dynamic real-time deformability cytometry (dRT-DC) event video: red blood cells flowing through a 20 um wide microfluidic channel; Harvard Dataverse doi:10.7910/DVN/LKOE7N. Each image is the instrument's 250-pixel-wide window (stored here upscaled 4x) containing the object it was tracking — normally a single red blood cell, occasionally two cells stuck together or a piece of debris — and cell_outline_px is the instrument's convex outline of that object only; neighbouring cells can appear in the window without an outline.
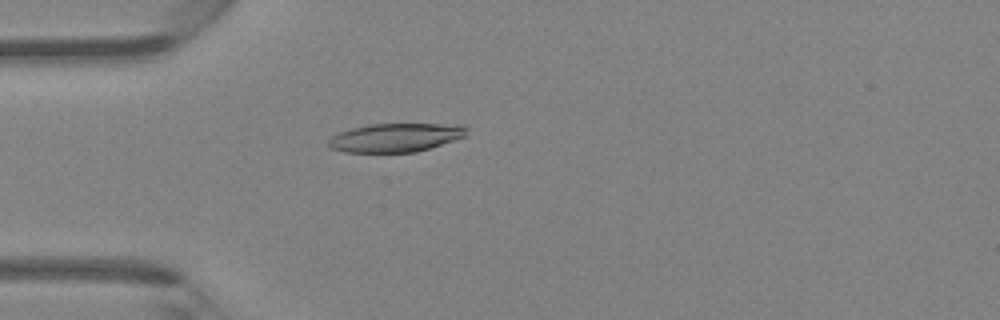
{"species": "Egyptian fruit bat (a non-hibernating species)", "species_latin": "Rousettus aegyptiacus", "temperature_condition": "room temperature", "stored_images_in_passage": 45, "camera_frame_rate_fps": 3000, "um_per_image_px": 0.085, "animal": {"sex": "female"}, "frame": {"image": 1, "passage_image": 13, "time_ms": 4.0, "image_size_px": [1000, 320], "cell_outline_px": [[468, 128], [464, 136], [416, 152], [344, 152], [328, 148], [328, 140], [332, 136], [340, 132], [352, 128], [372, 124], [464, 124]], "centroid_in_image_um": [33.59, 11.69], "position_along_channel_um": 51.4, "area_um2": 22.89}}
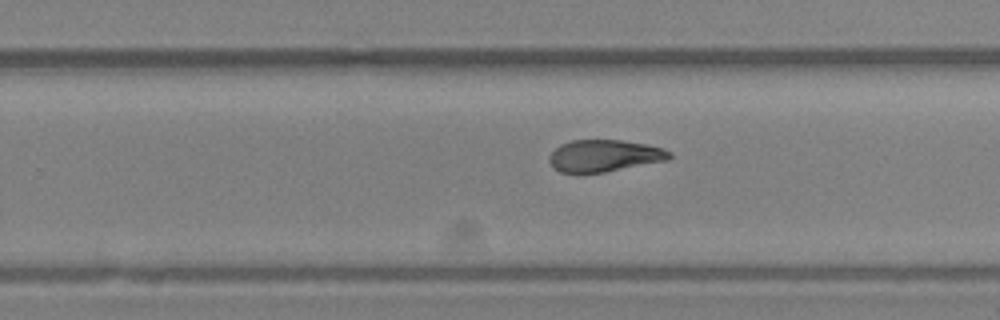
{"frame": {"image": 2, "passage_image": 29, "time_ms": 9.333, "image_size_px": [1000, 320], "cell_outline_px": [[672, 156], [668, 160], [604, 172], [576, 176], [560, 172], [552, 168], [548, 160], [548, 156], [560, 144], [572, 140], [620, 140], [648, 144], [664, 148], [672, 152]], "centroid_in_image_um": [51.32, 13.27], "position_along_channel_um": 278.5, "area_um2": 23.06}}
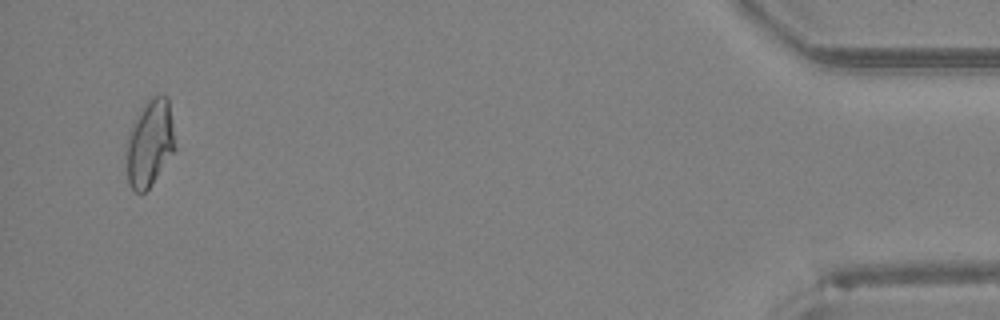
{"frame": {"image": 3, "passage_image": 44, "time_ms": 14.333, "image_size_px": [1000, 320], "cell_outline_px": [[176, 148], [148, 188], [144, 192], [136, 192], [128, 184], [124, 156], [128, 132], [132, 124], [148, 100], [156, 92], [168, 96]], "centroid_in_image_um": [12.7, 12.15], "position_along_channel_um": 422.5, "area_um2": 24.8}}